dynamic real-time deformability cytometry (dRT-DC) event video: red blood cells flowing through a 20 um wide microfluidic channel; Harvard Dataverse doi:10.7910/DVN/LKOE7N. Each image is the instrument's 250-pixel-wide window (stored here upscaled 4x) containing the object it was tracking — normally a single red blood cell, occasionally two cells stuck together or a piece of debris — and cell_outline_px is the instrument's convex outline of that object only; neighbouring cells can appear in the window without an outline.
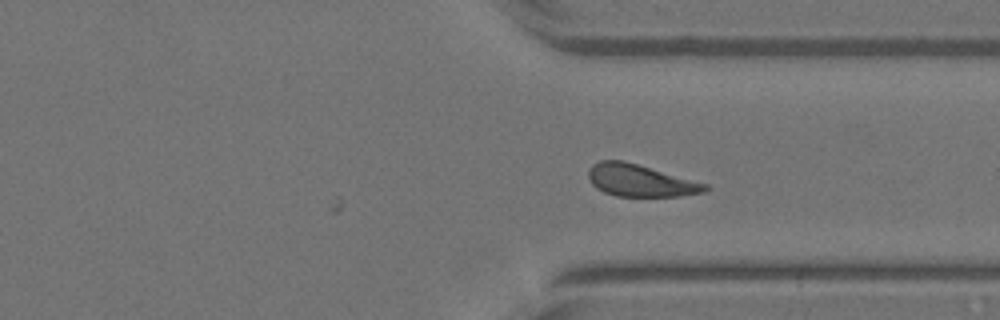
{"species": "Egyptian fruit bat (a non-hibernating species)", "species_latin": "Rousettus aegyptiacus", "temperature_condition": "warm", "stored_images_in_passage": 35, "camera_frame_rate_fps": 3000, "um_per_image_px": 0.085, "animal": {"sex": "female"}, "frame": {"image": 1, "passage_image": 35, "time_ms": 11.333, "image_size_px": [1000, 320], "cell_outline_px": [[712, 188], [704, 192], [680, 196], [616, 196], [604, 192], [596, 188], [592, 184], [588, 176], [588, 168], [592, 164], [600, 160], [624, 160], [708, 184]], "centroid_in_image_um": [54.42, 15.34], "position_along_channel_um": 357.0, "area_um2": 21.96}}